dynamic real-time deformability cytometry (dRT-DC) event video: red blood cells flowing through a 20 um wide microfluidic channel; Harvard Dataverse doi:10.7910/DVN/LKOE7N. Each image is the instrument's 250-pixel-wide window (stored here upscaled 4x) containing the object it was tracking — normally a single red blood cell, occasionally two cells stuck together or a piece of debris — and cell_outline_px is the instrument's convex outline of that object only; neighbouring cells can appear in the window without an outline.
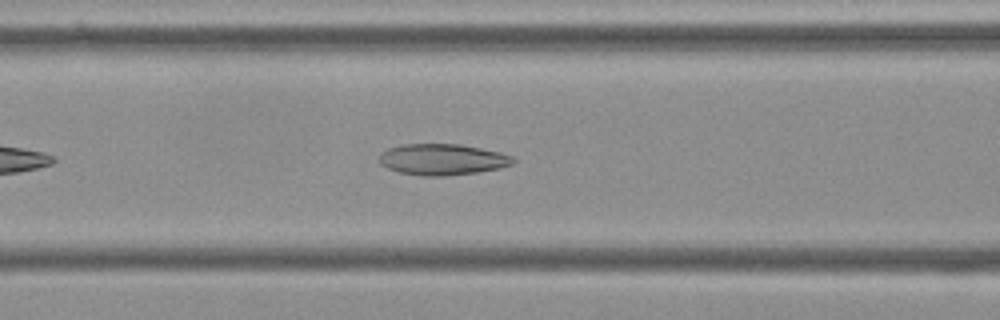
{"species": "Egyptian fruit bat (a non-hibernating species)", "species_latin": "Rousettus aegyptiacus", "temperature_condition": "cold", "stored_images_in_passage": 27, "camera_frame_rate_fps": 3000, "um_per_image_px": 0.085, "frame": {"image": 1, "passage_image": 10, "time_ms": 3.0, "image_size_px": [1000, 320], "cell_outline_px": [[516, 160], [512, 164], [500, 168], [476, 172], [444, 176], [424, 176], [400, 172], [388, 168], [380, 164], [380, 152], [388, 148], [404, 144], [460, 144], [500, 152], [512, 156]], "centroid_in_image_um": [37.6, 13.55], "position_along_channel_um": 129.0, "area_um2": 24.22}}
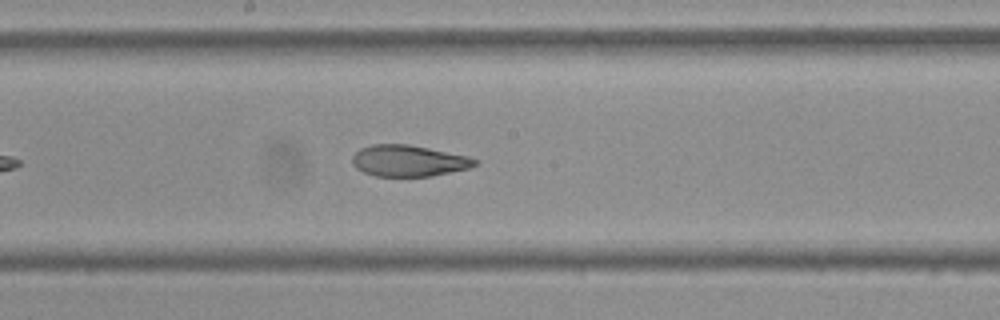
{"frame": {"image": 2, "passage_image": 17, "time_ms": 5.333, "image_size_px": [1000, 320], "cell_outline_px": [[480, 160], [476, 164], [468, 168], [432, 176], [376, 176], [364, 172], [356, 168], [352, 164], [352, 156], [360, 148], [372, 144], [408, 144], [468, 156]], "centroid_in_image_um": [34.71, 13.66], "position_along_channel_um": 213.5, "area_um2": 22.31}}
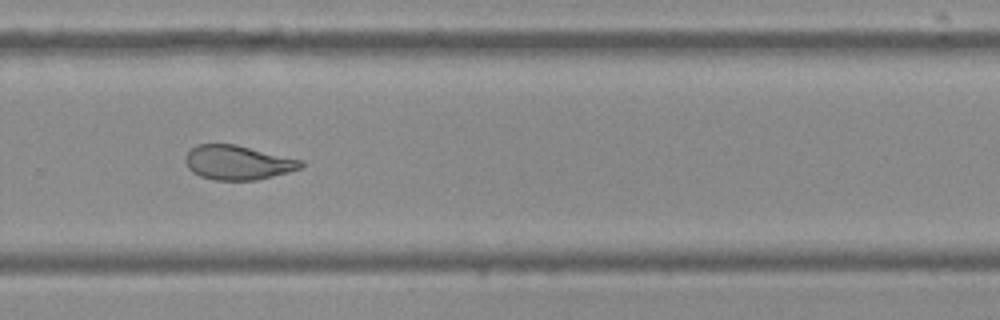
{"frame": {"image": 3, "passage_image": 25, "time_ms": 8.0, "image_size_px": [1000, 320], "cell_outline_px": [[304, 164], [300, 168], [288, 172], [256, 180], [216, 180], [200, 176], [192, 172], [188, 168], [184, 160], [184, 156], [196, 144], [236, 144], [304, 160]], "centroid_in_image_um": [20.2, 13.81], "position_along_channel_um": 309.6, "area_um2": 23.24}}